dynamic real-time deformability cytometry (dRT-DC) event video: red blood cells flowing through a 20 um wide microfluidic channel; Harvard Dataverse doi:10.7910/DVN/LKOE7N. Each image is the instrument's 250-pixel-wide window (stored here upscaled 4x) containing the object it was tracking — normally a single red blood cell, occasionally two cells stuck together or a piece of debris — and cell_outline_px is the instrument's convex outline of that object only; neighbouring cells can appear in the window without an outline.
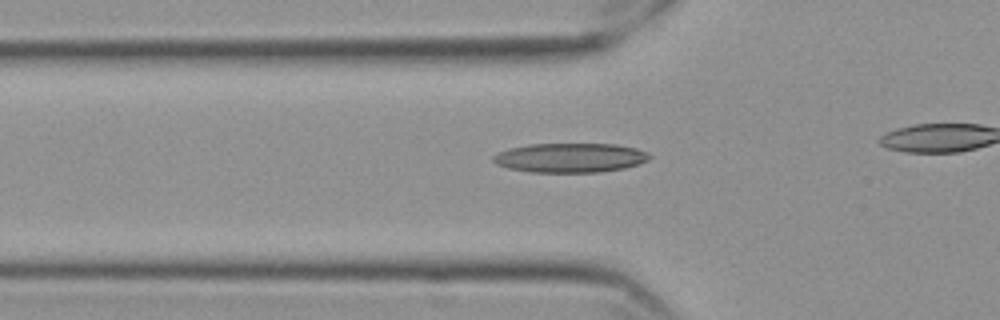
{"species": "Egyptian fruit bat (a non-hibernating species)", "species_latin": "Rousettus aegyptiacus", "temperature_condition": "cold", "stored_images_in_passage": 41, "camera_frame_rate_fps": 3000, "um_per_image_px": 0.085, "frame": {"image": 1, "passage_image": 14, "time_ms": 4.333, "image_size_px": [1000, 320], "cell_outline_px": [[652, 156], [648, 160], [624, 168], [600, 172], [532, 172], [508, 168], [496, 164], [492, 160], [492, 156], [508, 148], [528, 144], [616, 144], [636, 148], [648, 152]], "centroid_in_image_um": [48.46, 13.4], "position_along_channel_um": 77.3, "area_um2": 26.76}}
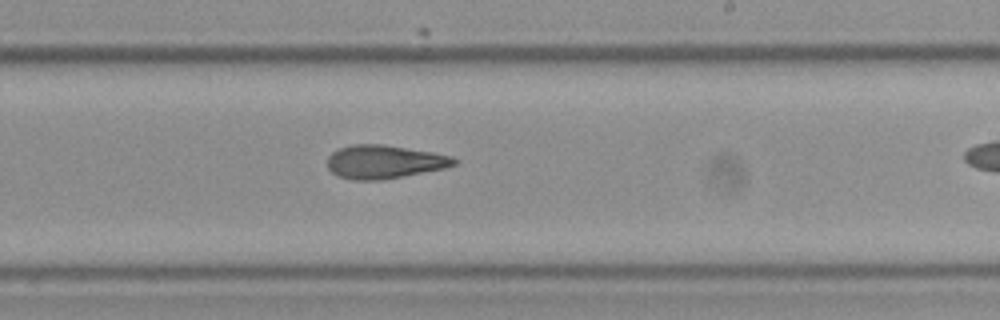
{"frame": {"image": 2, "passage_image": 29, "time_ms": 9.333, "image_size_px": [1000, 320], "cell_outline_px": [[460, 160], [456, 164], [444, 168], [404, 176], [380, 180], [352, 180], [336, 176], [328, 168], [328, 156], [332, 152], [340, 148], [352, 144], [384, 144], [432, 152], [452, 156]], "centroid_in_image_um": [32.66, 13.75], "position_along_channel_um": 256.3, "area_um2": 24.8}}
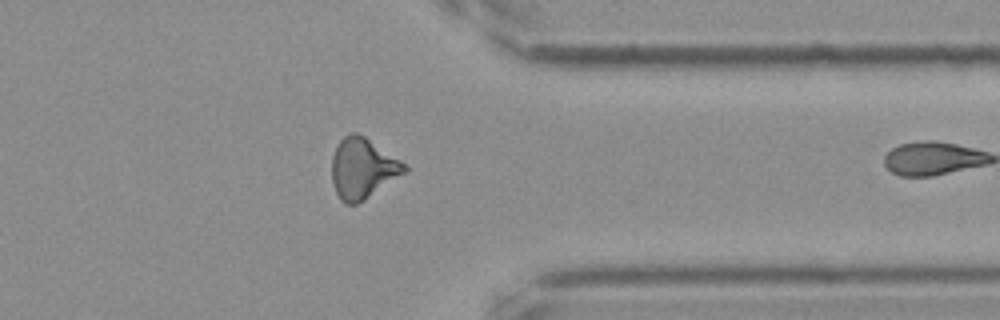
{"frame": {"image": 3, "passage_image": 40, "time_ms": 13.0, "image_size_px": [1000, 320], "cell_outline_px": [[408, 172], [364, 200], [356, 204], [344, 204], [340, 200], [336, 192], [332, 180], [332, 156], [340, 140], [348, 132], [356, 132], [364, 136], [400, 160], [408, 168]], "centroid_in_image_um": [30.83, 14.32], "position_along_channel_um": 380.6, "area_um2": 25.61}}